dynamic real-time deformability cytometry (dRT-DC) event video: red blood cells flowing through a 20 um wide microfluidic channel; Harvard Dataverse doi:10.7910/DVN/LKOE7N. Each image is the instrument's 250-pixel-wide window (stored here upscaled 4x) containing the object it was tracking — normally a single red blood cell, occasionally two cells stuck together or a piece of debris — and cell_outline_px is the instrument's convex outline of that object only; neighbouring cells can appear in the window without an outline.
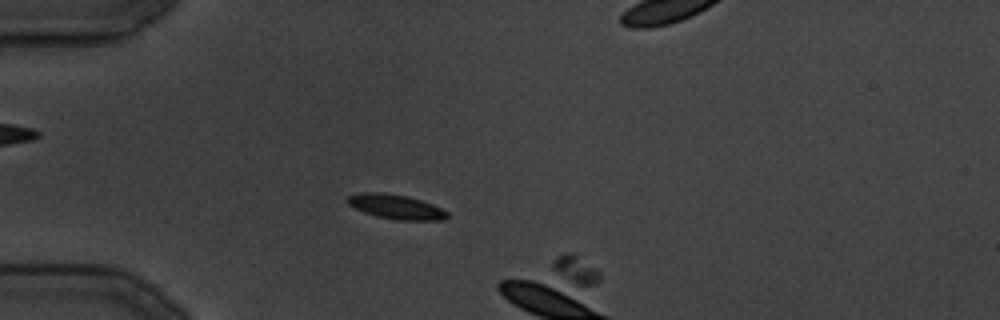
{"species": "common noctule bat (a hibernating species)", "species_latin": "Nyctalus noctula", "temperature_condition": "cold", "stored_images_in_passage": 9, "camera_frame_rate_fps": 3000, "um_per_image_px": 0.085, "animal": {"sex": "male", "body_mass_g": 19.5, "forearm_length_mm": 54.6}, "frame": {"image": 1, "passage_image": 8, "time_ms": 8.0, "image_size_px": [1000, 320], "cell_outline_px": [[448, 216], [444, 220], [396, 220], [376, 216], [364, 212], [348, 204], [344, 200], [348, 196], [360, 192], [388, 192], [408, 196], [432, 204], [448, 212]], "centroid_in_image_um": [33.62, 17.56], "position_along_channel_um": 51.4, "area_um2": 14.39}}